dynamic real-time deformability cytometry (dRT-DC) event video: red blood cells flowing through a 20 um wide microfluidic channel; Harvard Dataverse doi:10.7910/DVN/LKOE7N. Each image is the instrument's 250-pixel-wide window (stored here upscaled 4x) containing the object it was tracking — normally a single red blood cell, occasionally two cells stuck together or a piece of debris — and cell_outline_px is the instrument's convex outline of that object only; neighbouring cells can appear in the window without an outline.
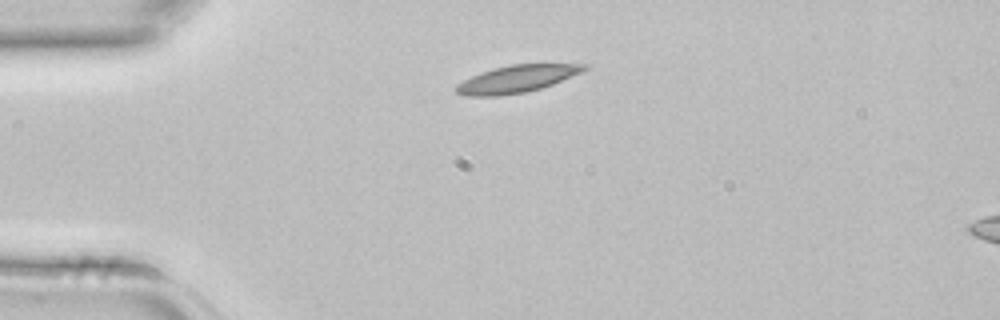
{"species": "common noctule bat (a hibernating species)", "species_latin": "Nyctalus noctula", "temperature_condition": "room temperature", "stored_images_in_passage": 2, "segment_of_instrument_passage": [1, 2], "camera_frame_rate_fps": 3000, "um_per_image_px": 0.085, "animal": {"sex": "female", "body_mass_g": 22.7, "forearm_length_mm": 54.2}, "frame": {"image": 1, "passage_image": 1, "time_ms": 0.0, "image_size_px": [1000, 320], "cell_outline_px": [[588, 68], [580, 72], [552, 84], [540, 88], [524, 92], [500, 96], [464, 96], [456, 92], [452, 88], [456, 84], [480, 72], [512, 64], [588, 64]], "centroid_in_image_um": [43.85, 6.72], "position_along_channel_um": 41.1, "area_um2": 20.11}}